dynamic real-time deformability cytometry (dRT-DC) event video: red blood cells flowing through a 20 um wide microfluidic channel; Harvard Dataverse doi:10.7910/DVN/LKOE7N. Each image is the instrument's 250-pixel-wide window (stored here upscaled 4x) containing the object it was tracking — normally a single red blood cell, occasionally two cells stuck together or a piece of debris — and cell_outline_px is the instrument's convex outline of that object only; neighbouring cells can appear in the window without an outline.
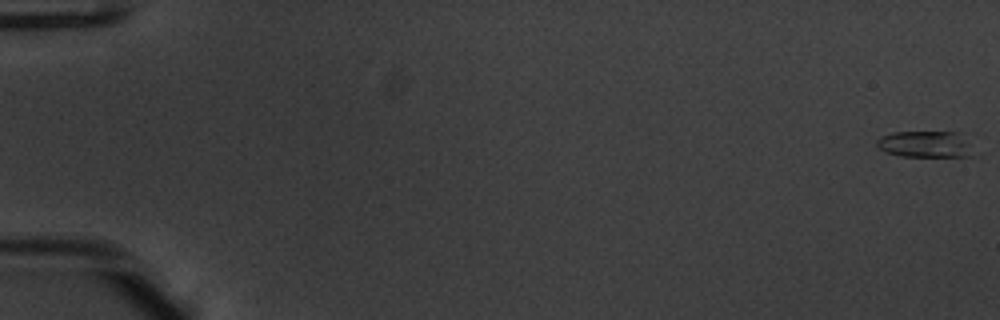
{"species": "common noctule bat (a hibernating species)", "species_latin": "Nyctalus noctula", "temperature_condition": "warm", "stored_images_in_passage": 13, "camera_frame_rate_fps": 3000, "um_per_image_px": 0.085, "animal": {"sex": "male", "body_mass_g": 20.1, "forearm_length_mm": 53.5}, "frame": {"image": 1, "passage_image": 1, "time_ms": 0.0, "image_size_px": [1000, 320], "cell_outline_px": [[972, 156], [900, 156], [884, 152], [876, 144], [876, 140], [892, 132], [956, 132], [968, 144]], "centroid_in_image_um": [78.56, 12.26], "position_along_channel_um": 6.4, "area_um2": 14.45}}